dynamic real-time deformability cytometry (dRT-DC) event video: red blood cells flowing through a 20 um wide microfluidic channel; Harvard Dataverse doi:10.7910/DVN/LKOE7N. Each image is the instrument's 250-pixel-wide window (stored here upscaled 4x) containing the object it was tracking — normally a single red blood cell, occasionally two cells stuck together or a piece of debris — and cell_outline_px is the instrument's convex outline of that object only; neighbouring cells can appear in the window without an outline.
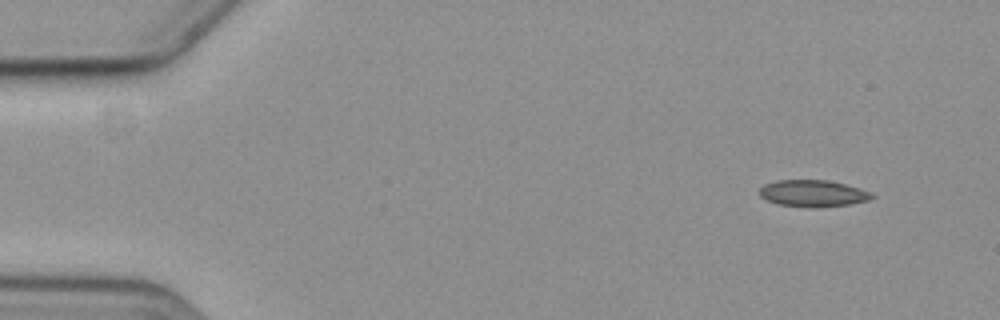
{"species": "common noctule bat (a hibernating species)", "species_latin": "Nyctalus noctula", "temperature_condition": "cold", "stored_images_in_passage": 7, "camera_frame_rate_fps": 3000, "um_per_image_px": 0.085, "animal": {"sex": "female", "body_mass_g": 19.3, "forearm_length_mm": 54.1}, "frame": {"image": 1, "passage_image": 1, "time_ms": 0.0, "image_size_px": [1000, 320], "cell_outline_px": [[876, 196], [868, 200], [848, 204], [780, 204], [768, 200], [760, 196], [756, 192], [764, 184], [776, 180], [828, 180], [860, 188], [872, 192]], "centroid_in_image_um": [69.08, 16.37], "position_along_channel_um": 15.9, "area_um2": 16.53}}
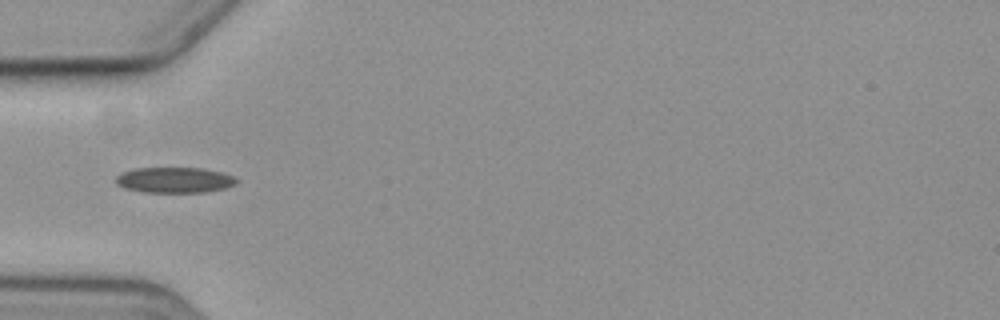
{"frame": {"image": 2, "passage_image": 5, "time_ms": 4.667, "image_size_px": [1000, 320], "cell_outline_px": [[240, 180], [236, 184], [224, 188], [204, 192], [144, 192], [124, 188], [116, 184], [116, 176], [120, 172], [136, 168], [204, 168], [220, 172], [232, 176]], "centroid_in_image_um": [14.81, 15.3], "position_along_channel_um": 70.2, "area_um2": 18.03}}
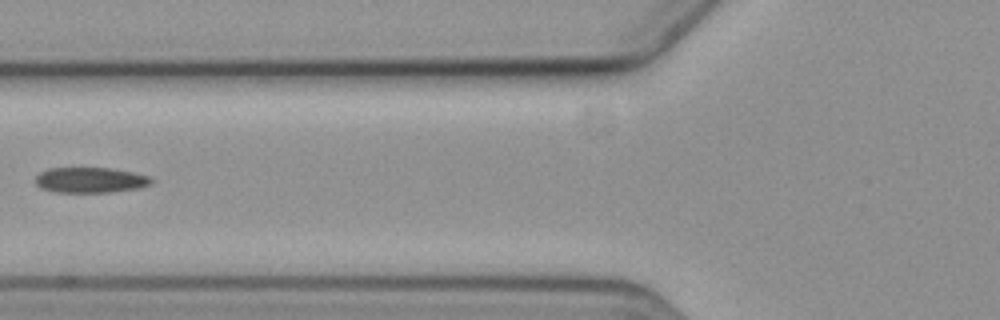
{"frame": {"image": 3, "passage_image": 6, "time_ms": 6.0, "image_size_px": [1000, 320], "cell_outline_px": [[152, 184], [136, 188], [108, 192], [56, 192], [40, 188], [36, 184], [36, 176], [40, 172], [48, 168], [112, 168], [132, 172], [148, 176], [152, 180]], "centroid_in_image_um": [7.64, 15.3], "position_along_channel_um": 118.2, "area_um2": 17.05}}